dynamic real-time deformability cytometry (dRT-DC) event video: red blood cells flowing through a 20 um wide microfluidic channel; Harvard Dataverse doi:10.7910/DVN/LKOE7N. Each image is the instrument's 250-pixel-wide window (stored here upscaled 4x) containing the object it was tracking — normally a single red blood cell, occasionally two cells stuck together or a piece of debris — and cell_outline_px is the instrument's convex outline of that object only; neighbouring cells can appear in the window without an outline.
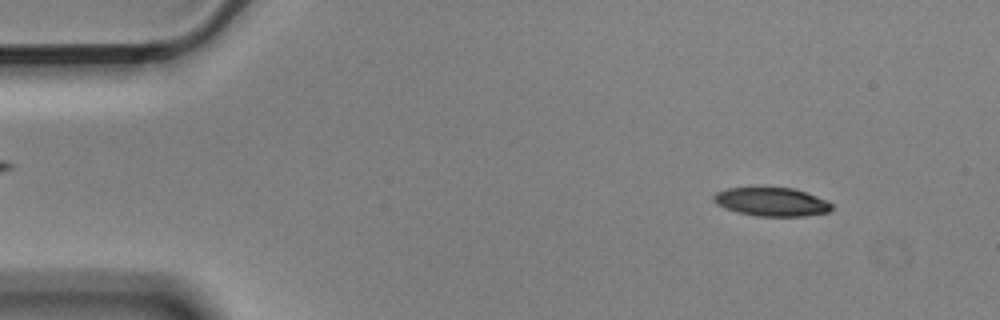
{"species": "Egyptian fruit bat (a non-hibernating species)", "species_latin": "Rousettus aegyptiacus", "temperature_condition": "cold", "stored_images_in_passage": 3, "camera_frame_rate_fps": 3000, "um_per_image_px": 0.085, "animal": {"sex": "male"}, "frame": {"image": 1, "passage_image": 1, "time_ms": 0.0, "image_size_px": [1000, 320], "cell_outline_px": [[832, 208], [828, 212], [804, 216], [756, 216], [736, 212], [716, 204], [712, 200], [712, 196], [716, 192], [728, 188], [756, 184], [796, 188], [828, 200], [832, 204]], "centroid_in_image_um": [65.54, 17.1], "position_along_channel_um": 19.5, "area_um2": 20.75}}
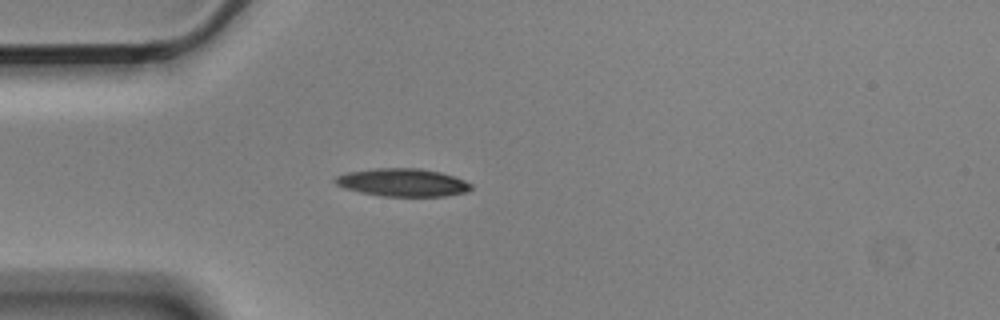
{"frame": {"image": 2, "passage_image": 3, "time_ms": 0.667, "image_size_px": [1000, 320], "cell_outline_px": [[472, 188], [468, 192], [444, 196], [384, 196], [360, 192], [344, 188], [336, 184], [332, 180], [336, 176], [348, 172], [376, 168], [420, 168], [440, 172], [456, 176], [472, 184]], "centroid_in_image_um": [34.24, 15.51], "position_along_channel_um": 50.8, "area_um2": 22.2}}